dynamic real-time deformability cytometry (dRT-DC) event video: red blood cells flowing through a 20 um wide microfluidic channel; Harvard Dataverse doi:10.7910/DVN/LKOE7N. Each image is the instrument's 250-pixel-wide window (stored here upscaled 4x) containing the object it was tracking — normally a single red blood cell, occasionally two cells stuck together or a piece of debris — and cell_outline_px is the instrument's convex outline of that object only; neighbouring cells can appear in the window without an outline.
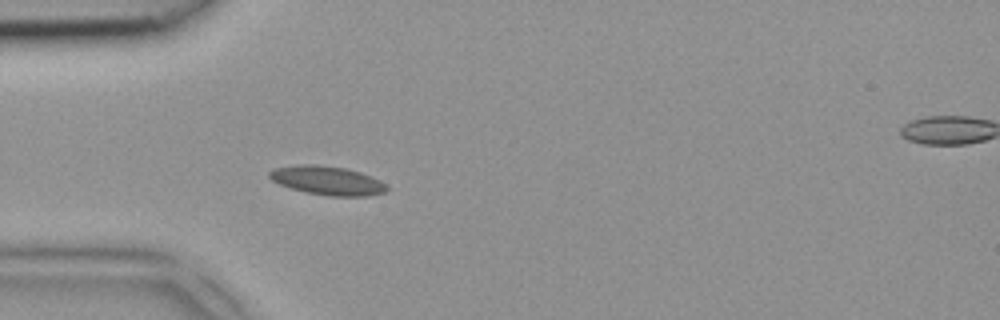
{"species": "common noctule bat (a hibernating species)", "species_latin": "Nyctalus noctula", "temperature_condition": "room temperature", "stored_images_in_passage": 5, "segment_of_instrument_passage": [1, 2], "camera_frame_rate_fps": 3000, "um_per_image_px": 0.085, "animal": {"sex": "female", "body_mass_g": 18.4}, "frame": {"image": 1, "passage_image": 4, "time_ms": 1.0, "image_size_px": [1000, 320], "cell_outline_px": [[388, 188], [384, 192], [368, 196], [328, 196], [304, 192], [280, 184], [272, 180], [268, 176], [268, 172], [276, 168], [300, 164], [316, 164], [344, 168], [360, 172], [384, 184]], "centroid_in_image_um": [27.77, 15.35], "position_along_channel_um": 57.2, "area_um2": 19.42}}